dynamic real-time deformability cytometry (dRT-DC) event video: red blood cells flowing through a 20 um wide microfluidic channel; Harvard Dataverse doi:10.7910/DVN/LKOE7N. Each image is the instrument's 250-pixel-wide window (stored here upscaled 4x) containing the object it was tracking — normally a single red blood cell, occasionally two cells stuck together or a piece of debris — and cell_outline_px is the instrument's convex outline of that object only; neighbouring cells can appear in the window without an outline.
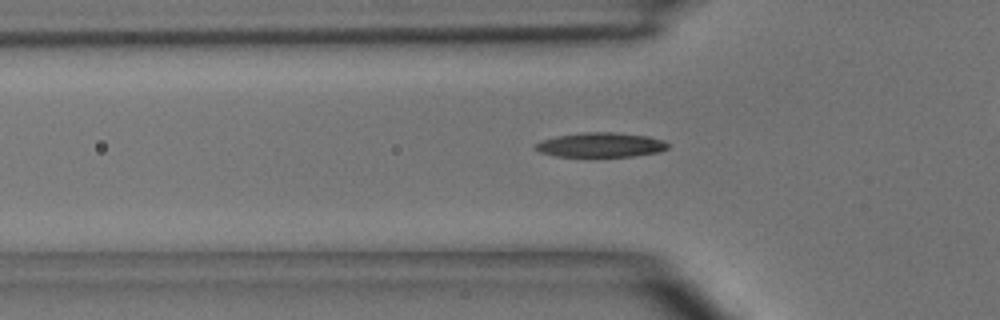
{"species": "common noctule bat (a hibernating species)", "species_latin": "Nyctalus noctula", "temperature_condition": "room temperature", "stored_images_in_passage": 36, "camera_frame_rate_fps": 3000, "um_per_image_px": 0.085, "animal": {"sex": "male", "body_mass_g": 15.6}, "frame": {"image": 1, "passage_image": 8, "time_ms": 2.333, "image_size_px": [1000, 320], "cell_outline_px": [[668, 148], [660, 152], [632, 156], [556, 156], [540, 152], [536, 148], [536, 144], [540, 140], [556, 136], [584, 132], [616, 132], [648, 136], [664, 140], [668, 144]], "centroid_in_image_um": [51.09, 12.3], "position_along_channel_um": 74.7, "area_um2": 18.9}}
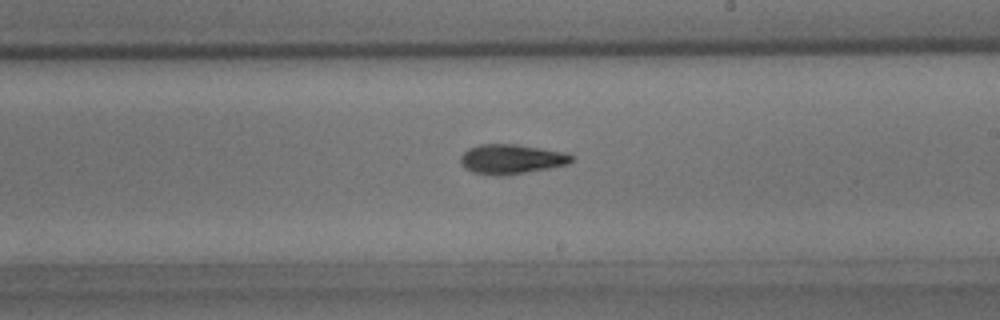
{"frame": {"image": 2, "passage_image": 21, "time_ms": 6.667, "image_size_px": [1000, 320], "cell_outline_px": [[576, 160], [568, 164], [548, 168], [524, 172], [496, 176], [472, 172], [464, 168], [460, 164], [460, 156], [468, 148], [480, 144], [516, 144], [568, 152], [576, 156]], "centroid_in_image_um": [43.5, 13.51], "position_along_channel_um": 245.5, "area_um2": 19.42}}
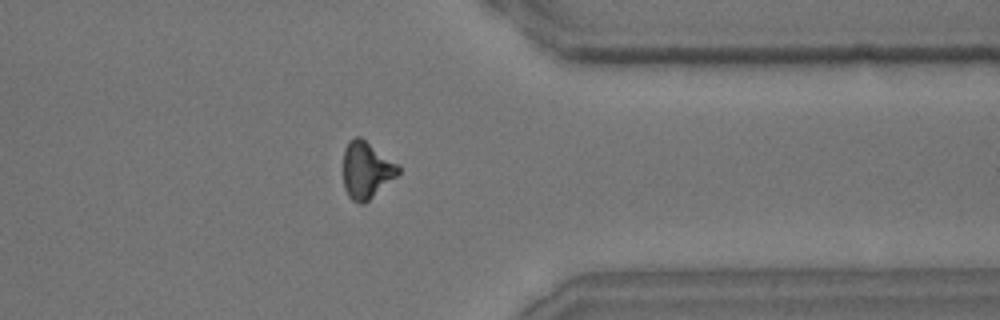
{"frame": {"image": 3, "passage_image": 32, "time_ms": 10.333, "image_size_px": [1000, 320], "cell_outline_px": [[400, 172], [396, 176], [364, 204], [360, 204], [352, 200], [348, 196], [344, 188], [344, 148], [348, 140], [356, 136], [360, 136], [400, 164]], "centroid_in_image_um": [31.15, 14.43], "position_along_channel_um": 380.2, "area_um2": 18.38}, "authors_computed_cell_mechanics": {"area_um2": 18.4093, "velocity_mm_per_s": 3.9154, "shape_relaxation_time_tau1_ms": 3.7206, "shape_relaxation_time_tau2_ms": null, "deformation_change_tau1": 0.1373, "deformation_change_tau2": null}}